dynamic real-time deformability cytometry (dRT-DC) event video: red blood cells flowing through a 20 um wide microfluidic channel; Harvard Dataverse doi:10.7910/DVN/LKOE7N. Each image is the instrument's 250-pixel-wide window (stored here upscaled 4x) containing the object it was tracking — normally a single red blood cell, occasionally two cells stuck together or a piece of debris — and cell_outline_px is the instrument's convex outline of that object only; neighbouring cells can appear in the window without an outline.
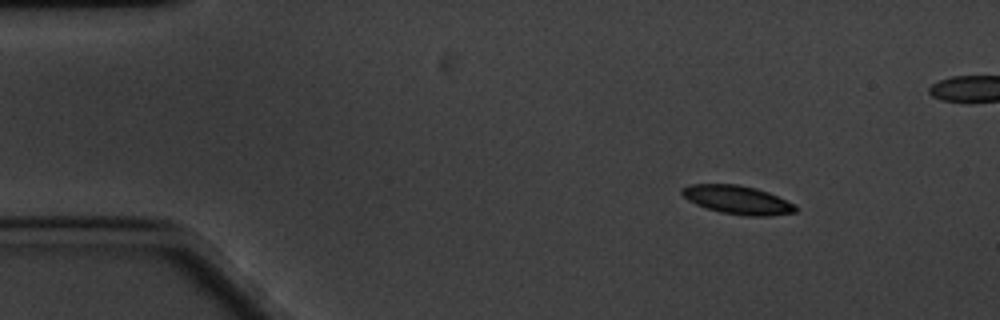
{"species": "common noctule bat (a hibernating species)", "species_latin": "Nyctalus noctula", "temperature_condition": "cold", "stored_images_in_passage": 55, "camera_frame_rate_fps": 3000, "um_per_image_px": 0.085, "animal": {"sex": "male", "body_mass_g": 20.1, "forearm_length_mm": 53.5}, "frame": {"image": 1, "passage_image": 1, "time_ms": 0.0, "image_size_px": [1000, 320], "cell_outline_px": [[796, 212], [768, 216], [744, 216], [720, 212], [696, 204], [688, 200], [680, 192], [680, 188], [692, 184], [736, 184], [756, 188], [768, 192], [796, 204]], "centroid_in_image_um": [62.69, 16.98], "position_along_channel_um": 22.3, "area_um2": 18.9}}
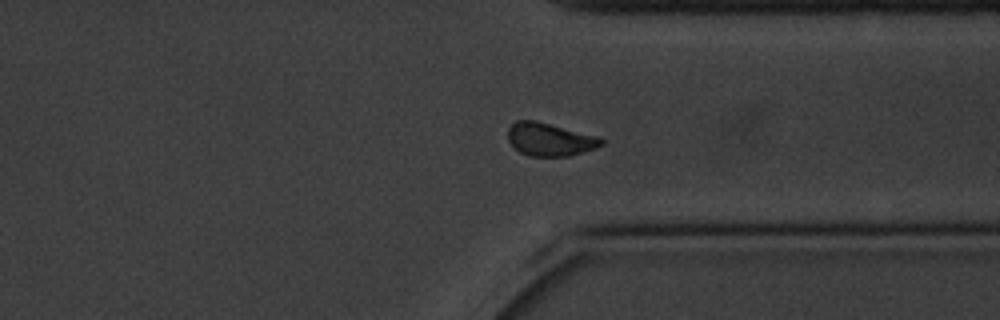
{"frame": {"image": 2, "passage_image": 39, "time_ms": 12.667, "image_size_px": [1000, 320], "cell_outline_px": [[604, 144], [596, 148], [568, 156], [528, 156], [520, 152], [508, 140], [508, 128], [516, 120], [536, 120], [600, 136], [604, 140]], "centroid_in_image_um": [46.76, 11.84], "position_along_channel_um": 364.6, "area_um2": 18.15}}
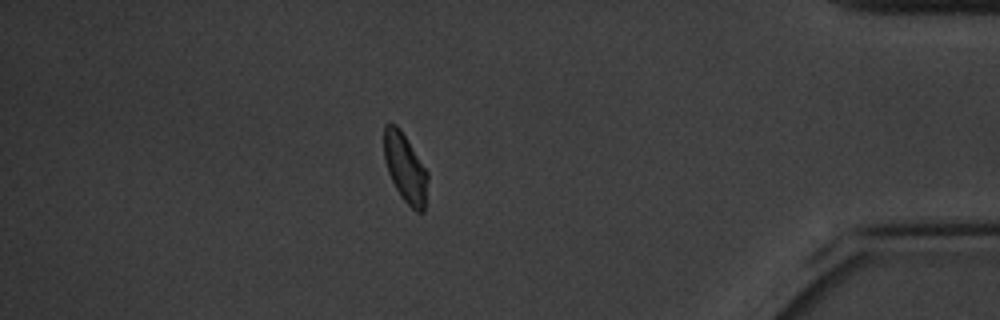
{"frame": {"image": 3, "passage_image": 46, "time_ms": 15.0, "image_size_px": [1000, 320], "cell_outline_px": [[428, 180], [424, 212], [416, 212], [404, 200], [396, 188], [388, 172], [384, 160], [384, 124], [396, 124], [400, 128], [428, 172]], "centroid_in_image_um": [34.45, 14.27], "position_along_channel_um": 400.8, "area_um2": 17.46}, "authors_computed_cell_mechanics": {"area_um2": 18.2648, "velocity_mm_per_s": 3.2729, "shape_relaxation_time_tau1_ms": 6.7139, "shape_relaxation_time_tau2_ms": 3.3948, "deformation_change_tau1": 0.2306, "deformation_change_tau2": 0.0695}}